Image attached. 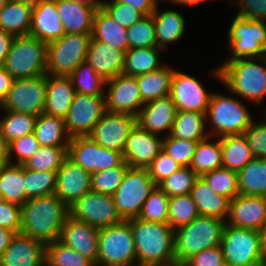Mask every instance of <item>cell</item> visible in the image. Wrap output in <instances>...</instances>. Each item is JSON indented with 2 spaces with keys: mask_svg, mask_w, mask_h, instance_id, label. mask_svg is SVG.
<instances>
[{
  "mask_svg": "<svg viewBox=\"0 0 266 266\" xmlns=\"http://www.w3.org/2000/svg\"><path fill=\"white\" fill-rule=\"evenodd\" d=\"M69 207L55 194L28 199L21 206L20 233L45 244L59 240Z\"/></svg>",
  "mask_w": 266,
  "mask_h": 266,
  "instance_id": "6da1fadb",
  "label": "cell"
},
{
  "mask_svg": "<svg viewBox=\"0 0 266 266\" xmlns=\"http://www.w3.org/2000/svg\"><path fill=\"white\" fill-rule=\"evenodd\" d=\"M139 266H171L174 258V231L168 224L138 217L129 219Z\"/></svg>",
  "mask_w": 266,
  "mask_h": 266,
  "instance_id": "7a4b0ae2",
  "label": "cell"
},
{
  "mask_svg": "<svg viewBox=\"0 0 266 266\" xmlns=\"http://www.w3.org/2000/svg\"><path fill=\"white\" fill-rule=\"evenodd\" d=\"M225 225L222 219L199 215L178 227L174 231L175 264L183 265L200 251L220 246Z\"/></svg>",
  "mask_w": 266,
  "mask_h": 266,
  "instance_id": "3957f363",
  "label": "cell"
},
{
  "mask_svg": "<svg viewBox=\"0 0 266 266\" xmlns=\"http://www.w3.org/2000/svg\"><path fill=\"white\" fill-rule=\"evenodd\" d=\"M259 60L266 63V56ZM252 61L237 59L224 63L214 72L231 91L259 103L266 95V67Z\"/></svg>",
  "mask_w": 266,
  "mask_h": 266,
  "instance_id": "277c9868",
  "label": "cell"
},
{
  "mask_svg": "<svg viewBox=\"0 0 266 266\" xmlns=\"http://www.w3.org/2000/svg\"><path fill=\"white\" fill-rule=\"evenodd\" d=\"M47 44L26 35L14 38L3 67L14 78H32L46 73Z\"/></svg>",
  "mask_w": 266,
  "mask_h": 266,
  "instance_id": "5b68a950",
  "label": "cell"
},
{
  "mask_svg": "<svg viewBox=\"0 0 266 266\" xmlns=\"http://www.w3.org/2000/svg\"><path fill=\"white\" fill-rule=\"evenodd\" d=\"M98 256L95 266H133L137 255L128 220L99 229Z\"/></svg>",
  "mask_w": 266,
  "mask_h": 266,
  "instance_id": "8992f818",
  "label": "cell"
},
{
  "mask_svg": "<svg viewBox=\"0 0 266 266\" xmlns=\"http://www.w3.org/2000/svg\"><path fill=\"white\" fill-rule=\"evenodd\" d=\"M92 33H65L47 44L46 73L53 76H70L86 62Z\"/></svg>",
  "mask_w": 266,
  "mask_h": 266,
  "instance_id": "52a82bcc",
  "label": "cell"
},
{
  "mask_svg": "<svg viewBox=\"0 0 266 266\" xmlns=\"http://www.w3.org/2000/svg\"><path fill=\"white\" fill-rule=\"evenodd\" d=\"M156 186L147 168L128 167L123 181L113 195L116 210L122 219L138 217L144 202Z\"/></svg>",
  "mask_w": 266,
  "mask_h": 266,
  "instance_id": "ba28073f",
  "label": "cell"
},
{
  "mask_svg": "<svg viewBox=\"0 0 266 266\" xmlns=\"http://www.w3.org/2000/svg\"><path fill=\"white\" fill-rule=\"evenodd\" d=\"M220 246L226 266H262L260 231L226 224Z\"/></svg>",
  "mask_w": 266,
  "mask_h": 266,
  "instance_id": "9c48e42d",
  "label": "cell"
},
{
  "mask_svg": "<svg viewBox=\"0 0 266 266\" xmlns=\"http://www.w3.org/2000/svg\"><path fill=\"white\" fill-rule=\"evenodd\" d=\"M228 37L234 56L226 63L242 58L258 60L266 56V23L263 20L236 16Z\"/></svg>",
  "mask_w": 266,
  "mask_h": 266,
  "instance_id": "30bf717a",
  "label": "cell"
},
{
  "mask_svg": "<svg viewBox=\"0 0 266 266\" xmlns=\"http://www.w3.org/2000/svg\"><path fill=\"white\" fill-rule=\"evenodd\" d=\"M69 216L102 229L123 221L113 196L89 191L69 207Z\"/></svg>",
  "mask_w": 266,
  "mask_h": 266,
  "instance_id": "8fae6325",
  "label": "cell"
},
{
  "mask_svg": "<svg viewBox=\"0 0 266 266\" xmlns=\"http://www.w3.org/2000/svg\"><path fill=\"white\" fill-rule=\"evenodd\" d=\"M47 74L15 79L0 106L6 111L29 113L39 116L44 112Z\"/></svg>",
  "mask_w": 266,
  "mask_h": 266,
  "instance_id": "7c38bea8",
  "label": "cell"
},
{
  "mask_svg": "<svg viewBox=\"0 0 266 266\" xmlns=\"http://www.w3.org/2000/svg\"><path fill=\"white\" fill-rule=\"evenodd\" d=\"M209 115L215 126V135L243 134L252 120L245 106L237 99L212 94L206 116ZM218 131V132H217Z\"/></svg>",
  "mask_w": 266,
  "mask_h": 266,
  "instance_id": "4fadbf2b",
  "label": "cell"
},
{
  "mask_svg": "<svg viewBox=\"0 0 266 266\" xmlns=\"http://www.w3.org/2000/svg\"><path fill=\"white\" fill-rule=\"evenodd\" d=\"M67 153L73 162L91 174L124 162L122 153L102 147L89 136L70 138Z\"/></svg>",
  "mask_w": 266,
  "mask_h": 266,
  "instance_id": "5bb4252c",
  "label": "cell"
},
{
  "mask_svg": "<svg viewBox=\"0 0 266 266\" xmlns=\"http://www.w3.org/2000/svg\"><path fill=\"white\" fill-rule=\"evenodd\" d=\"M105 97L75 94L65 120L69 138L89 136L106 112Z\"/></svg>",
  "mask_w": 266,
  "mask_h": 266,
  "instance_id": "9a60e30c",
  "label": "cell"
},
{
  "mask_svg": "<svg viewBox=\"0 0 266 266\" xmlns=\"http://www.w3.org/2000/svg\"><path fill=\"white\" fill-rule=\"evenodd\" d=\"M136 125V116L106 111L89 137L102 147L123 154L126 140Z\"/></svg>",
  "mask_w": 266,
  "mask_h": 266,
  "instance_id": "2e32d148",
  "label": "cell"
},
{
  "mask_svg": "<svg viewBox=\"0 0 266 266\" xmlns=\"http://www.w3.org/2000/svg\"><path fill=\"white\" fill-rule=\"evenodd\" d=\"M107 83L110 87L108 88V95L105 96L106 111L137 116L140 111L137 108L145 103L141 98L136 78L119 74L107 80Z\"/></svg>",
  "mask_w": 266,
  "mask_h": 266,
  "instance_id": "e0dca14e",
  "label": "cell"
},
{
  "mask_svg": "<svg viewBox=\"0 0 266 266\" xmlns=\"http://www.w3.org/2000/svg\"><path fill=\"white\" fill-rule=\"evenodd\" d=\"M177 111L206 113L211 94L189 75L174 71L170 95Z\"/></svg>",
  "mask_w": 266,
  "mask_h": 266,
  "instance_id": "ac0fdd59",
  "label": "cell"
},
{
  "mask_svg": "<svg viewBox=\"0 0 266 266\" xmlns=\"http://www.w3.org/2000/svg\"><path fill=\"white\" fill-rule=\"evenodd\" d=\"M89 191H91V173L67 156L56 174L55 195L70 207Z\"/></svg>",
  "mask_w": 266,
  "mask_h": 266,
  "instance_id": "d6986e66",
  "label": "cell"
},
{
  "mask_svg": "<svg viewBox=\"0 0 266 266\" xmlns=\"http://www.w3.org/2000/svg\"><path fill=\"white\" fill-rule=\"evenodd\" d=\"M162 149L163 140L136 124L126 140L123 158L129 167L148 168Z\"/></svg>",
  "mask_w": 266,
  "mask_h": 266,
  "instance_id": "ffe728a7",
  "label": "cell"
},
{
  "mask_svg": "<svg viewBox=\"0 0 266 266\" xmlns=\"http://www.w3.org/2000/svg\"><path fill=\"white\" fill-rule=\"evenodd\" d=\"M230 226L260 231L266 225V196L237 195L229 205Z\"/></svg>",
  "mask_w": 266,
  "mask_h": 266,
  "instance_id": "44dd1931",
  "label": "cell"
},
{
  "mask_svg": "<svg viewBox=\"0 0 266 266\" xmlns=\"http://www.w3.org/2000/svg\"><path fill=\"white\" fill-rule=\"evenodd\" d=\"M46 244L16 233L0 257V266H45Z\"/></svg>",
  "mask_w": 266,
  "mask_h": 266,
  "instance_id": "7402d4cb",
  "label": "cell"
},
{
  "mask_svg": "<svg viewBox=\"0 0 266 266\" xmlns=\"http://www.w3.org/2000/svg\"><path fill=\"white\" fill-rule=\"evenodd\" d=\"M98 235L99 229L68 216L61 229L59 241L96 263L99 248Z\"/></svg>",
  "mask_w": 266,
  "mask_h": 266,
  "instance_id": "603a6c76",
  "label": "cell"
},
{
  "mask_svg": "<svg viewBox=\"0 0 266 266\" xmlns=\"http://www.w3.org/2000/svg\"><path fill=\"white\" fill-rule=\"evenodd\" d=\"M65 34L56 8V0H40L32 8L29 35L46 44L58 40Z\"/></svg>",
  "mask_w": 266,
  "mask_h": 266,
  "instance_id": "cb8c5ba5",
  "label": "cell"
},
{
  "mask_svg": "<svg viewBox=\"0 0 266 266\" xmlns=\"http://www.w3.org/2000/svg\"><path fill=\"white\" fill-rule=\"evenodd\" d=\"M125 53L111 47L104 41L94 40L91 37L86 62L91 65L98 75L107 81L119 74H123Z\"/></svg>",
  "mask_w": 266,
  "mask_h": 266,
  "instance_id": "d4e9b609",
  "label": "cell"
},
{
  "mask_svg": "<svg viewBox=\"0 0 266 266\" xmlns=\"http://www.w3.org/2000/svg\"><path fill=\"white\" fill-rule=\"evenodd\" d=\"M136 116V124L150 133L157 134L162 130H172L177 109L170 96L145 103Z\"/></svg>",
  "mask_w": 266,
  "mask_h": 266,
  "instance_id": "484cf974",
  "label": "cell"
},
{
  "mask_svg": "<svg viewBox=\"0 0 266 266\" xmlns=\"http://www.w3.org/2000/svg\"><path fill=\"white\" fill-rule=\"evenodd\" d=\"M47 74L46 99L44 112L47 115L65 119L76 91L69 76H54Z\"/></svg>",
  "mask_w": 266,
  "mask_h": 266,
  "instance_id": "4316f807",
  "label": "cell"
},
{
  "mask_svg": "<svg viewBox=\"0 0 266 266\" xmlns=\"http://www.w3.org/2000/svg\"><path fill=\"white\" fill-rule=\"evenodd\" d=\"M56 8L65 33H92L93 19L98 8L73 0H56Z\"/></svg>",
  "mask_w": 266,
  "mask_h": 266,
  "instance_id": "83f0119b",
  "label": "cell"
},
{
  "mask_svg": "<svg viewBox=\"0 0 266 266\" xmlns=\"http://www.w3.org/2000/svg\"><path fill=\"white\" fill-rule=\"evenodd\" d=\"M190 194L199 215L224 220L225 215L229 214L230 200L213 191L201 176L196 179Z\"/></svg>",
  "mask_w": 266,
  "mask_h": 266,
  "instance_id": "f1b7e54d",
  "label": "cell"
},
{
  "mask_svg": "<svg viewBox=\"0 0 266 266\" xmlns=\"http://www.w3.org/2000/svg\"><path fill=\"white\" fill-rule=\"evenodd\" d=\"M91 37L126 52L129 49L127 28L120 25L102 7L95 12Z\"/></svg>",
  "mask_w": 266,
  "mask_h": 266,
  "instance_id": "f546056e",
  "label": "cell"
},
{
  "mask_svg": "<svg viewBox=\"0 0 266 266\" xmlns=\"http://www.w3.org/2000/svg\"><path fill=\"white\" fill-rule=\"evenodd\" d=\"M33 5L8 0L0 10V29L17 36L29 35Z\"/></svg>",
  "mask_w": 266,
  "mask_h": 266,
  "instance_id": "4dcf8cb0",
  "label": "cell"
},
{
  "mask_svg": "<svg viewBox=\"0 0 266 266\" xmlns=\"http://www.w3.org/2000/svg\"><path fill=\"white\" fill-rule=\"evenodd\" d=\"M0 198L19 206L28 200L25 192L24 165L8 163L0 166Z\"/></svg>",
  "mask_w": 266,
  "mask_h": 266,
  "instance_id": "1f68e13d",
  "label": "cell"
},
{
  "mask_svg": "<svg viewBox=\"0 0 266 266\" xmlns=\"http://www.w3.org/2000/svg\"><path fill=\"white\" fill-rule=\"evenodd\" d=\"M220 146L223 167L231 171L238 173L254 158L244 133L222 136Z\"/></svg>",
  "mask_w": 266,
  "mask_h": 266,
  "instance_id": "d6a6232c",
  "label": "cell"
},
{
  "mask_svg": "<svg viewBox=\"0 0 266 266\" xmlns=\"http://www.w3.org/2000/svg\"><path fill=\"white\" fill-rule=\"evenodd\" d=\"M174 70L159 69L135 76L144 103L170 95Z\"/></svg>",
  "mask_w": 266,
  "mask_h": 266,
  "instance_id": "836d02e7",
  "label": "cell"
},
{
  "mask_svg": "<svg viewBox=\"0 0 266 266\" xmlns=\"http://www.w3.org/2000/svg\"><path fill=\"white\" fill-rule=\"evenodd\" d=\"M237 174L239 195L266 196V159L254 157Z\"/></svg>",
  "mask_w": 266,
  "mask_h": 266,
  "instance_id": "e575fe53",
  "label": "cell"
},
{
  "mask_svg": "<svg viewBox=\"0 0 266 266\" xmlns=\"http://www.w3.org/2000/svg\"><path fill=\"white\" fill-rule=\"evenodd\" d=\"M206 117V113L177 111L170 135L196 142L209 138L204 134Z\"/></svg>",
  "mask_w": 266,
  "mask_h": 266,
  "instance_id": "d590c367",
  "label": "cell"
},
{
  "mask_svg": "<svg viewBox=\"0 0 266 266\" xmlns=\"http://www.w3.org/2000/svg\"><path fill=\"white\" fill-rule=\"evenodd\" d=\"M67 132L65 120L60 117L47 115L45 113L36 117L34 125V134L36 139L43 146H68L69 136L65 144H61L64 135Z\"/></svg>",
  "mask_w": 266,
  "mask_h": 266,
  "instance_id": "8d00e7d4",
  "label": "cell"
},
{
  "mask_svg": "<svg viewBox=\"0 0 266 266\" xmlns=\"http://www.w3.org/2000/svg\"><path fill=\"white\" fill-rule=\"evenodd\" d=\"M153 15L158 48L166 47L168 42L180 38L184 32V18L175 11L158 13L156 8Z\"/></svg>",
  "mask_w": 266,
  "mask_h": 266,
  "instance_id": "74e56055",
  "label": "cell"
},
{
  "mask_svg": "<svg viewBox=\"0 0 266 266\" xmlns=\"http://www.w3.org/2000/svg\"><path fill=\"white\" fill-rule=\"evenodd\" d=\"M158 47L130 48L125 53L123 74L137 76L159 69Z\"/></svg>",
  "mask_w": 266,
  "mask_h": 266,
  "instance_id": "f35d334b",
  "label": "cell"
},
{
  "mask_svg": "<svg viewBox=\"0 0 266 266\" xmlns=\"http://www.w3.org/2000/svg\"><path fill=\"white\" fill-rule=\"evenodd\" d=\"M207 139L198 142L190 164V168L198 176L223 167L220 140L217 143H208Z\"/></svg>",
  "mask_w": 266,
  "mask_h": 266,
  "instance_id": "ab89813d",
  "label": "cell"
},
{
  "mask_svg": "<svg viewBox=\"0 0 266 266\" xmlns=\"http://www.w3.org/2000/svg\"><path fill=\"white\" fill-rule=\"evenodd\" d=\"M45 264V266H95L91 259L59 240L46 244Z\"/></svg>",
  "mask_w": 266,
  "mask_h": 266,
  "instance_id": "60d3db41",
  "label": "cell"
},
{
  "mask_svg": "<svg viewBox=\"0 0 266 266\" xmlns=\"http://www.w3.org/2000/svg\"><path fill=\"white\" fill-rule=\"evenodd\" d=\"M68 146H43L23 164L27 169L57 172L68 156Z\"/></svg>",
  "mask_w": 266,
  "mask_h": 266,
  "instance_id": "b9f144b4",
  "label": "cell"
},
{
  "mask_svg": "<svg viewBox=\"0 0 266 266\" xmlns=\"http://www.w3.org/2000/svg\"><path fill=\"white\" fill-rule=\"evenodd\" d=\"M35 115L23 112L7 111L0 122V131L9 143L12 140L34 133Z\"/></svg>",
  "mask_w": 266,
  "mask_h": 266,
  "instance_id": "7bdbcfd3",
  "label": "cell"
},
{
  "mask_svg": "<svg viewBox=\"0 0 266 266\" xmlns=\"http://www.w3.org/2000/svg\"><path fill=\"white\" fill-rule=\"evenodd\" d=\"M199 216L191 194L169 197L168 225L175 230Z\"/></svg>",
  "mask_w": 266,
  "mask_h": 266,
  "instance_id": "ee69618b",
  "label": "cell"
},
{
  "mask_svg": "<svg viewBox=\"0 0 266 266\" xmlns=\"http://www.w3.org/2000/svg\"><path fill=\"white\" fill-rule=\"evenodd\" d=\"M76 93L82 95L103 96L101 86L106 84V80L98 75L87 62L81 63L69 76ZM77 81V82H76Z\"/></svg>",
  "mask_w": 266,
  "mask_h": 266,
  "instance_id": "f6af8a7d",
  "label": "cell"
},
{
  "mask_svg": "<svg viewBox=\"0 0 266 266\" xmlns=\"http://www.w3.org/2000/svg\"><path fill=\"white\" fill-rule=\"evenodd\" d=\"M217 194L230 201L239 194L238 174L225 167H220L201 176Z\"/></svg>",
  "mask_w": 266,
  "mask_h": 266,
  "instance_id": "bcb514c9",
  "label": "cell"
},
{
  "mask_svg": "<svg viewBox=\"0 0 266 266\" xmlns=\"http://www.w3.org/2000/svg\"><path fill=\"white\" fill-rule=\"evenodd\" d=\"M56 174L51 171H36L24 166L25 192L28 199L55 194Z\"/></svg>",
  "mask_w": 266,
  "mask_h": 266,
  "instance_id": "7dc6e473",
  "label": "cell"
},
{
  "mask_svg": "<svg viewBox=\"0 0 266 266\" xmlns=\"http://www.w3.org/2000/svg\"><path fill=\"white\" fill-rule=\"evenodd\" d=\"M130 48L158 47L153 15H147L127 28Z\"/></svg>",
  "mask_w": 266,
  "mask_h": 266,
  "instance_id": "c3c4849f",
  "label": "cell"
},
{
  "mask_svg": "<svg viewBox=\"0 0 266 266\" xmlns=\"http://www.w3.org/2000/svg\"><path fill=\"white\" fill-rule=\"evenodd\" d=\"M128 167L129 165L124 161L120 166L92 173L91 191L113 196L123 181Z\"/></svg>",
  "mask_w": 266,
  "mask_h": 266,
  "instance_id": "681fc988",
  "label": "cell"
},
{
  "mask_svg": "<svg viewBox=\"0 0 266 266\" xmlns=\"http://www.w3.org/2000/svg\"><path fill=\"white\" fill-rule=\"evenodd\" d=\"M169 197L158 187L150 193L138 218L168 224Z\"/></svg>",
  "mask_w": 266,
  "mask_h": 266,
  "instance_id": "f907efd6",
  "label": "cell"
},
{
  "mask_svg": "<svg viewBox=\"0 0 266 266\" xmlns=\"http://www.w3.org/2000/svg\"><path fill=\"white\" fill-rule=\"evenodd\" d=\"M199 176L190 167H181L157 186L168 196H180L191 193Z\"/></svg>",
  "mask_w": 266,
  "mask_h": 266,
  "instance_id": "816d5d0a",
  "label": "cell"
},
{
  "mask_svg": "<svg viewBox=\"0 0 266 266\" xmlns=\"http://www.w3.org/2000/svg\"><path fill=\"white\" fill-rule=\"evenodd\" d=\"M198 142L172 137L163 139V150L181 167H189Z\"/></svg>",
  "mask_w": 266,
  "mask_h": 266,
  "instance_id": "f5cc1de1",
  "label": "cell"
},
{
  "mask_svg": "<svg viewBox=\"0 0 266 266\" xmlns=\"http://www.w3.org/2000/svg\"><path fill=\"white\" fill-rule=\"evenodd\" d=\"M102 8L125 28L132 26L135 22L144 17L141 12L134 9L129 4H124L121 2H102Z\"/></svg>",
  "mask_w": 266,
  "mask_h": 266,
  "instance_id": "db71d44e",
  "label": "cell"
},
{
  "mask_svg": "<svg viewBox=\"0 0 266 266\" xmlns=\"http://www.w3.org/2000/svg\"><path fill=\"white\" fill-rule=\"evenodd\" d=\"M180 168L181 166L162 149L147 169L150 177L158 185Z\"/></svg>",
  "mask_w": 266,
  "mask_h": 266,
  "instance_id": "11a10c76",
  "label": "cell"
},
{
  "mask_svg": "<svg viewBox=\"0 0 266 266\" xmlns=\"http://www.w3.org/2000/svg\"><path fill=\"white\" fill-rule=\"evenodd\" d=\"M40 146L34 133L12 140L9 142V162L12 152L16 151L18 161L16 164H25Z\"/></svg>",
  "mask_w": 266,
  "mask_h": 266,
  "instance_id": "9f6ffc18",
  "label": "cell"
},
{
  "mask_svg": "<svg viewBox=\"0 0 266 266\" xmlns=\"http://www.w3.org/2000/svg\"><path fill=\"white\" fill-rule=\"evenodd\" d=\"M266 114V113H265ZM254 157L266 159V123H253L244 131Z\"/></svg>",
  "mask_w": 266,
  "mask_h": 266,
  "instance_id": "6f0895ef",
  "label": "cell"
},
{
  "mask_svg": "<svg viewBox=\"0 0 266 266\" xmlns=\"http://www.w3.org/2000/svg\"><path fill=\"white\" fill-rule=\"evenodd\" d=\"M21 206L0 198V227L20 232Z\"/></svg>",
  "mask_w": 266,
  "mask_h": 266,
  "instance_id": "680465c9",
  "label": "cell"
},
{
  "mask_svg": "<svg viewBox=\"0 0 266 266\" xmlns=\"http://www.w3.org/2000/svg\"><path fill=\"white\" fill-rule=\"evenodd\" d=\"M183 266H226L221 246L200 251L188 259Z\"/></svg>",
  "mask_w": 266,
  "mask_h": 266,
  "instance_id": "91938a15",
  "label": "cell"
},
{
  "mask_svg": "<svg viewBox=\"0 0 266 266\" xmlns=\"http://www.w3.org/2000/svg\"><path fill=\"white\" fill-rule=\"evenodd\" d=\"M241 10L238 17L251 20L266 19V0H238Z\"/></svg>",
  "mask_w": 266,
  "mask_h": 266,
  "instance_id": "94428289",
  "label": "cell"
},
{
  "mask_svg": "<svg viewBox=\"0 0 266 266\" xmlns=\"http://www.w3.org/2000/svg\"><path fill=\"white\" fill-rule=\"evenodd\" d=\"M115 2H121L124 4H129L134 9L141 12L144 16L151 15L157 8V0H113Z\"/></svg>",
  "mask_w": 266,
  "mask_h": 266,
  "instance_id": "6125c7cd",
  "label": "cell"
},
{
  "mask_svg": "<svg viewBox=\"0 0 266 266\" xmlns=\"http://www.w3.org/2000/svg\"><path fill=\"white\" fill-rule=\"evenodd\" d=\"M15 36L0 29V66H3Z\"/></svg>",
  "mask_w": 266,
  "mask_h": 266,
  "instance_id": "be15d7a7",
  "label": "cell"
},
{
  "mask_svg": "<svg viewBox=\"0 0 266 266\" xmlns=\"http://www.w3.org/2000/svg\"><path fill=\"white\" fill-rule=\"evenodd\" d=\"M14 80L15 79L5 70V68L0 66V104L11 89Z\"/></svg>",
  "mask_w": 266,
  "mask_h": 266,
  "instance_id": "e7e4bbea",
  "label": "cell"
},
{
  "mask_svg": "<svg viewBox=\"0 0 266 266\" xmlns=\"http://www.w3.org/2000/svg\"><path fill=\"white\" fill-rule=\"evenodd\" d=\"M15 234L16 233L14 231L0 227V257L9 246Z\"/></svg>",
  "mask_w": 266,
  "mask_h": 266,
  "instance_id": "03108f58",
  "label": "cell"
},
{
  "mask_svg": "<svg viewBox=\"0 0 266 266\" xmlns=\"http://www.w3.org/2000/svg\"><path fill=\"white\" fill-rule=\"evenodd\" d=\"M11 163L9 162V143L2 136L0 131V166Z\"/></svg>",
  "mask_w": 266,
  "mask_h": 266,
  "instance_id": "003e7915",
  "label": "cell"
},
{
  "mask_svg": "<svg viewBox=\"0 0 266 266\" xmlns=\"http://www.w3.org/2000/svg\"><path fill=\"white\" fill-rule=\"evenodd\" d=\"M262 266H266V225L260 230Z\"/></svg>",
  "mask_w": 266,
  "mask_h": 266,
  "instance_id": "a7ac6f4b",
  "label": "cell"
},
{
  "mask_svg": "<svg viewBox=\"0 0 266 266\" xmlns=\"http://www.w3.org/2000/svg\"><path fill=\"white\" fill-rule=\"evenodd\" d=\"M77 3H81V4H84V5H87L89 7H92V8H100L102 7V2H98L97 0H73Z\"/></svg>",
  "mask_w": 266,
  "mask_h": 266,
  "instance_id": "89a4df30",
  "label": "cell"
},
{
  "mask_svg": "<svg viewBox=\"0 0 266 266\" xmlns=\"http://www.w3.org/2000/svg\"><path fill=\"white\" fill-rule=\"evenodd\" d=\"M171 1V0H170ZM175 3H179V4H198L200 2H204L206 0H172Z\"/></svg>",
  "mask_w": 266,
  "mask_h": 266,
  "instance_id": "2644e50d",
  "label": "cell"
},
{
  "mask_svg": "<svg viewBox=\"0 0 266 266\" xmlns=\"http://www.w3.org/2000/svg\"><path fill=\"white\" fill-rule=\"evenodd\" d=\"M15 1L25 2V3L32 4V5H36L40 0H15Z\"/></svg>",
  "mask_w": 266,
  "mask_h": 266,
  "instance_id": "8c879c8a",
  "label": "cell"
},
{
  "mask_svg": "<svg viewBox=\"0 0 266 266\" xmlns=\"http://www.w3.org/2000/svg\"><path fill=\"white\" fill-rule=\"evenodd\" d=\"M8 0H0V10L7 3Z\"/></svg>",
  "mask_w": 266,
  "mask_h": 266,
  "instance_id": "753ad0ef",
  "label": "cell"
},
{
  "mask_svg": "<svg viewBox=\"0 0 266 266\" xmlns=\"http://www.w3.org/2000/svg\"><path fill=\"white\" fill-rule=\"evenodd\" d=\"M171 266H183V265H179V264H174V265H171Z\"/></svg>",
  "mask_w": 266,
  "mask_h": 266,
  "instance_id": "34e18365",
  "label": "cell"
}]
</instances>
